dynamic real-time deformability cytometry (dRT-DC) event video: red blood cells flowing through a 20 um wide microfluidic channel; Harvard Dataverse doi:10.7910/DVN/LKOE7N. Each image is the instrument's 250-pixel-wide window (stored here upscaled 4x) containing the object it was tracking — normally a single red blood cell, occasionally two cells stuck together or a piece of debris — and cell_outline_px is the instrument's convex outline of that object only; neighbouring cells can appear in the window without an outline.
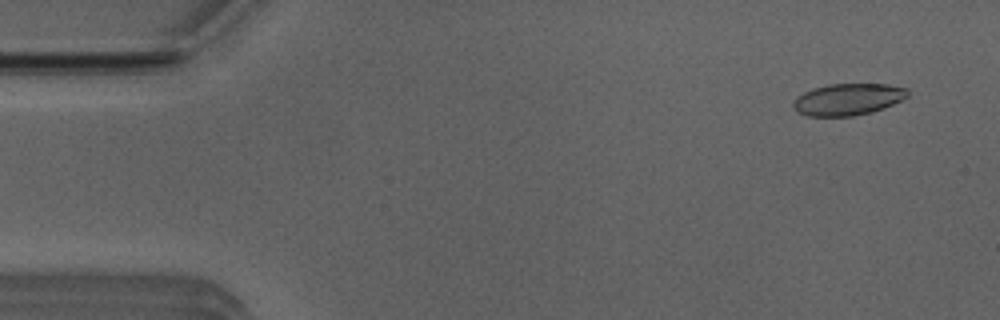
{"species": "Egyptian fruit bat (a non-hibernating species)", "species_latin": "Rousettus aegyptiacus", "temperature_condition": "room temperature", "stored_images_in_passage": 26, "camera_frame_rate_fps": 3000, "um_per_image_px": 0.085, "animal": {"sex": "male"}, "frame": {"image": 1, "passage_image": 3, "time_ms": 0.667, "image_size_px": [1000, 320], "cell_outline_px": [[908, 96], [892, 104], [868, 112], [852, 116], [808, 116], [796, 112], [792, 108], [792, 104], [796, 96], [804, 92], [828, 84], [888, 84], [908, 88]], "centroid_in_image_um": [72.02, 8.44], "position_along_channel_um": 13.0, "area_um2": 20.98}}
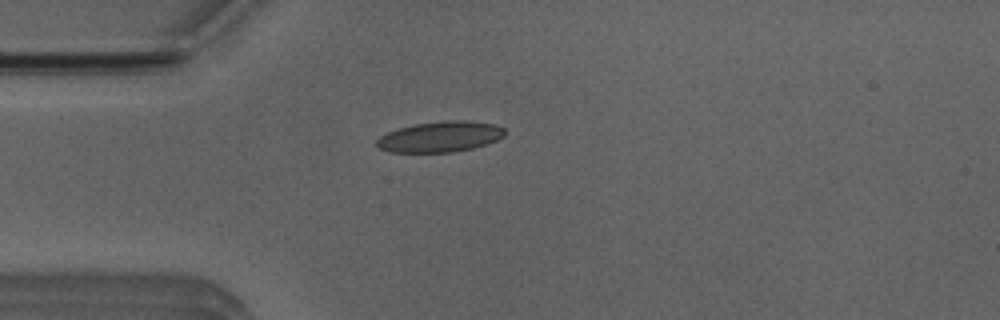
{"frame": {"image": 2, "passage_image": 13, "time_ms": 4.0, "image_size_px": [1000, 320], "cell_outline_px": [[504, 136], [496, 140], [472, 148], [452, 152], [388, 152], [380, 148], [376, 144], [376, 140], [380, 136], [388, 132], [412, 124], [448, 120], [468, 120], [492, 124], [504, 128]], "centroid_in_image_um": [37.39, 11.62], "position_along_channel_um": 47.6, "area_um2": 22.72}}